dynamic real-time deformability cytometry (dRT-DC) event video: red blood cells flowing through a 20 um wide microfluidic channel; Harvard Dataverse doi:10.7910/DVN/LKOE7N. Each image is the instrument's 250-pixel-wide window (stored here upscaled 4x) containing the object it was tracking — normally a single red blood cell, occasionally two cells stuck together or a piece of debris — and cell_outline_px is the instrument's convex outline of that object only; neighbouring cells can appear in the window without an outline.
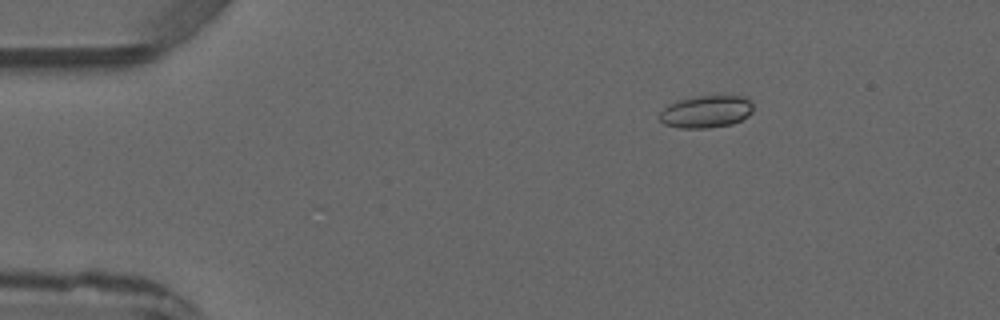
{"species": "common noctule bat (a hibernating species)", "species_latin": "Nyctalus noctula", "temperature_condition": "warm", "stored_images_in_passage": 6, "camera_frame_rate_fps": 3000, "um_per_image_px": 0.085, "animal": {"sex": "male", "forearm_length_mm": 52.5}, "frame": {"image": 1, "passage_image": 3, "time_ms": 2.333, "image_size_px": [1000, 320], "cell_outline_px": [[752, 112], [748, 116], [732, 124], [708, 128], [680, 128], [664, 124], [660, 120], [660, 112], [668, 104], [680, 100], [696, 96], [748, 96], [752, 104]], "centroid_in_image_um": [60.04, 9.49], "position_along_channel_um": 25.0, "area_um2": 17.63}}
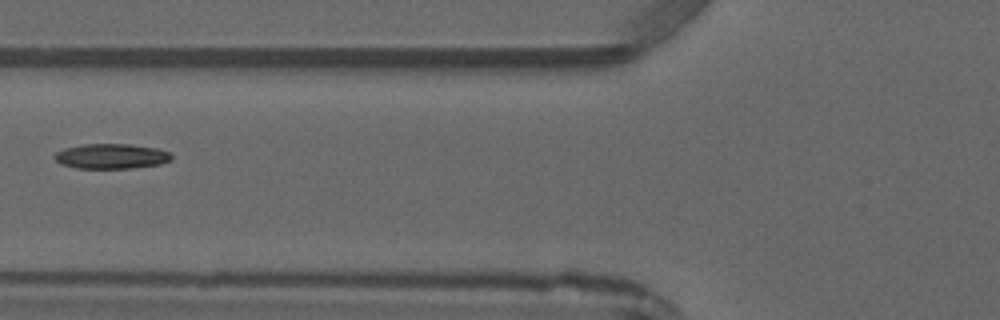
{"frame": {"image": 2, "passage_image": 6, "time_ms": 6.0, "image_size_px": [1000, 320], "cell_outline_px": [[172, 160], [160, 164], [128, 168], [76, 168], [60, 164], [52, 156], [56, 152], [64, 148], [84, 144], [132, 144], [156, 148], [168, 152], [172, 156]], "centroid_in_image_um": [9.43, 13.27], "position_along_channel_um": 116.4, "area_um2": 17.05}}